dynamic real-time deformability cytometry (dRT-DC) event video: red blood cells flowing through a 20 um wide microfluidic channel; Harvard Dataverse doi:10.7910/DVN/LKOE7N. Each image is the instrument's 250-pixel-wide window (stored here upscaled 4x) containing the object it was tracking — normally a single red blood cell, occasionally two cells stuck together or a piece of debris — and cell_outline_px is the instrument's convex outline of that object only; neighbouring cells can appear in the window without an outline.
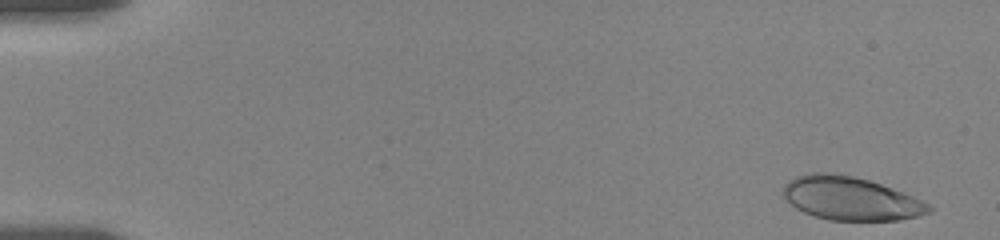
{"species": "human", "species_latin": "Homo sapiens", "temperature_condition": "room temperature", "stored_images_in_passage": 44, "camera_frame_rate_fps": 3000, "um_per_image_px": 0.085, "donor": {"sex": "female"}, "frame": {"image": 1, "passage_image": 4, "time_ms": 0.333, "image_size_px": [1000, 240], "cell_outline_px": [[932, 212], [900, 220], [828, 220], [804, 212], [796, 208], [784, 196], [784, 184], [788, 180], [796, 176], [812, 172], [828, 172], [852, 176], [868, 180], [892, 188], [912, 196], [928, 204], [932, 208]], "centroid_in_image_um": [72.29, 16.86], "position_along_channel_um": 12.7, "area_um2": 36.47}}
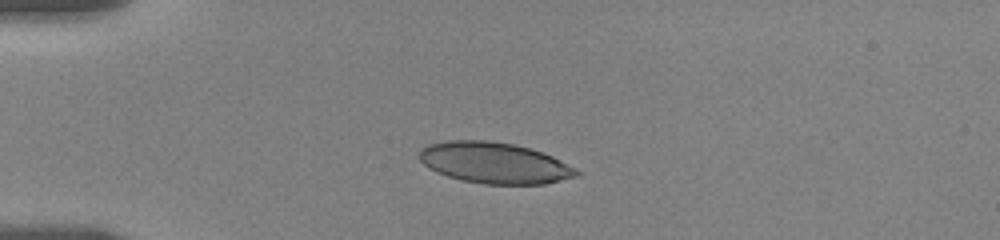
{"frame": {"image": 2, "passage_image": 28, "time_ms": 4.333, "image_size_px": [1000, 240], "cell_outline_px": [[580, 176], [544, 184], [484, 184], [460, 180], [436, 172], [428, 168], [416, 156], [420, 148], [428, 144], [448, 140], [488, 140], [512, 144], [528, 148], [552, 156], [576, 168], [580, 172]], "centroid_in_image_um": [41.99, 13.85], "position_along_channel_um": 43.0, "area_um2": 37.86}}
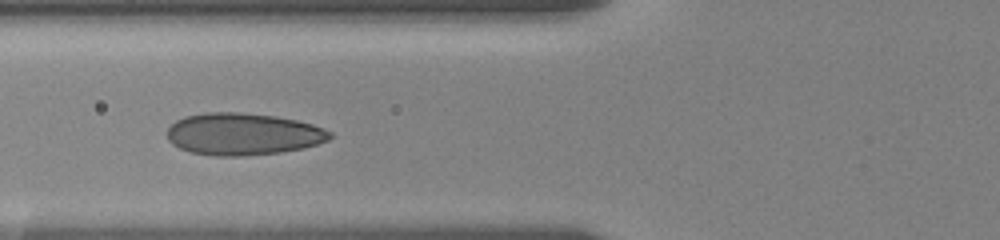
{"frame": {"image": 3, "passage_image": 43, "time_ms": 7.0, "image_size_px": [1000, 240], "cell_outline_px": [[332, 136], [328, 140], [304, 148], [280, 152], [244, 156], [212, 156], [192, 152], [180, 148], [172, 144], [168, 140], [168, 128], [176, 120], [184, 116], [204, 112], [240, 112], [276, 116], [296, 120], [312, 124], [324, 128], [332, 132]], "centroid_in_image_um": [20.65, 11.39], "position_along_channel_um": 105.2, "area_um2": 40.06}}